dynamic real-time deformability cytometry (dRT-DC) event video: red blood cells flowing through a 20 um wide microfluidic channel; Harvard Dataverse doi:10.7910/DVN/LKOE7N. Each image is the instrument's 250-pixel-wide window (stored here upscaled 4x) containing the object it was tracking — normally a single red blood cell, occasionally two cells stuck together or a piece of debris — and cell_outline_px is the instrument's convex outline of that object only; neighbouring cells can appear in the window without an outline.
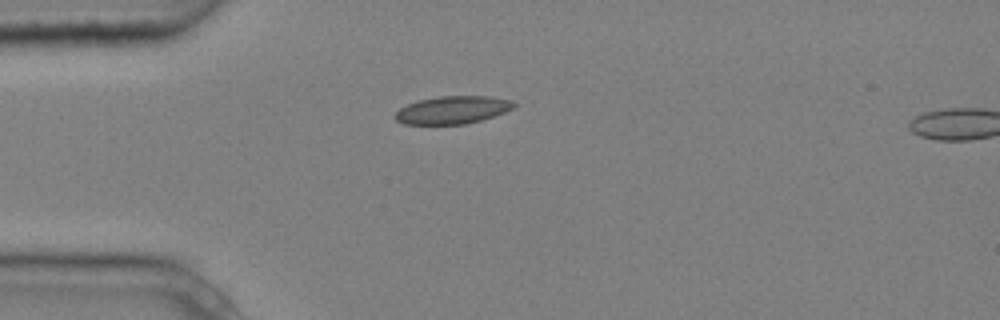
{"species": "common noctule bat (a hibernating species)", "species_latin": "Nyctalus noctula", "temperature_condition": "cold", "stored_images_in_passage": 4, "camera_frame_rate_fps": 3000, "um_per_image_px": 0.085, "animal": {"sex": "male", "body_mass_g": 20.4}, "frame": {"image": 1, "passage_image": 4, "time_ms": 1.0, "image_size_px": [1000, 320], "cell_outline_px": [[516, 104], [512, 108], [504, 112], [480, 120], [464, 124], [404, 124], [396, 120], [392, 116], [400, 108], [416, 100], [440, 96], [492, 96], [512, 100]], "centroid_in_image_um": [38.43, 9.33], "position_along_channel_um": 46.6, "area_um2": 19.19}}